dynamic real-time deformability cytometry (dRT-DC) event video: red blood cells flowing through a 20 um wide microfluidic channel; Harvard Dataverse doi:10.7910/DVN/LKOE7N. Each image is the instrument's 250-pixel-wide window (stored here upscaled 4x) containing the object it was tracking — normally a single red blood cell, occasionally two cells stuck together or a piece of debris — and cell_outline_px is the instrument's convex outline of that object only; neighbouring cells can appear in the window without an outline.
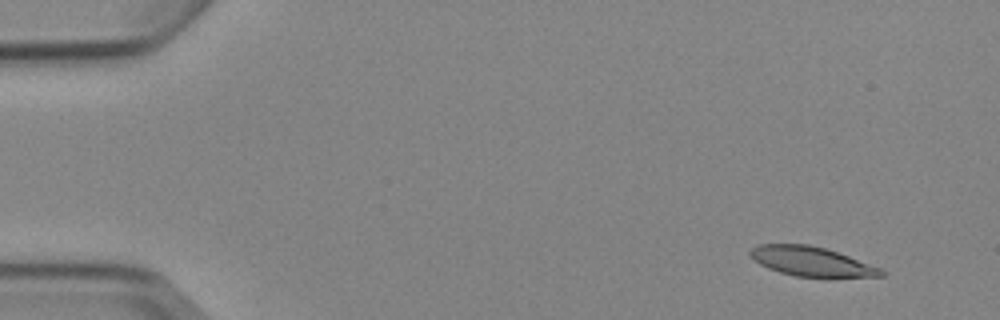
{"species": "Egyptian fruit bat (a non-hibernating species)", "species_latin": "Rousettus aegyptiacus", "temperature_condition": "cold", "stored_images_in_passage": 5, "camera_frame_rate_fps": 3000, "um_per_image_px": 0.085, "animal": {"sex": "female"}, "frame": {"image": 1, "passage_image": 2, "time_ms": 1.0, "image_size_px": [1000, 320], "cell_outline_px": [[884, 276], [796, 276], [780, 272], [768, 268], [752, 260], [748, 252], [756, 244], [808, 244], [824, 248], [848, 256], [880, 268], [884, 272]], "centroid_in_image_um": [68.87, 22.2], "position_along_channel_um": 16.1, "area_um2": 21.96}}
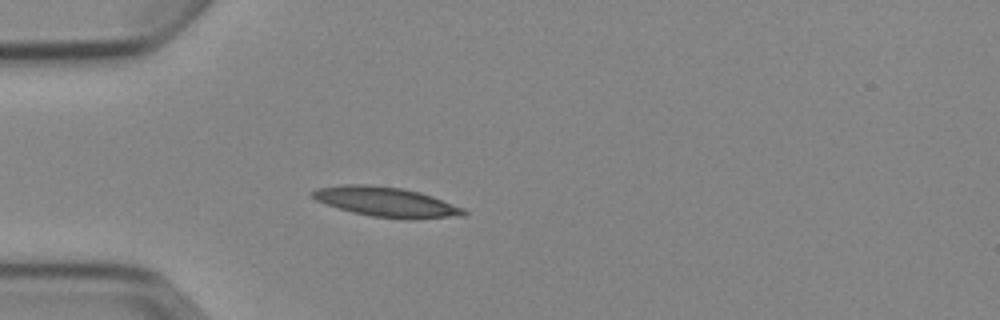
{"frame": {"image": 2, "passage_image": 5, "time_ms": 4.667, "image_size_px": [1000, 320], "cell_outline_px": [[468, 212], [464, 216], [416, 220], [408, 220], [372, 216], [352, 212], [316, 200], [312, 196], [312, 192], [316, 188], [344, 184], [368, 184], [400, 188], [420, 192], [432, 196], [464, 208]], "centroid_in_image_um": [32.89, 17.18], "position_along_channel_um": 52.1, "area_um2": 26.36}}